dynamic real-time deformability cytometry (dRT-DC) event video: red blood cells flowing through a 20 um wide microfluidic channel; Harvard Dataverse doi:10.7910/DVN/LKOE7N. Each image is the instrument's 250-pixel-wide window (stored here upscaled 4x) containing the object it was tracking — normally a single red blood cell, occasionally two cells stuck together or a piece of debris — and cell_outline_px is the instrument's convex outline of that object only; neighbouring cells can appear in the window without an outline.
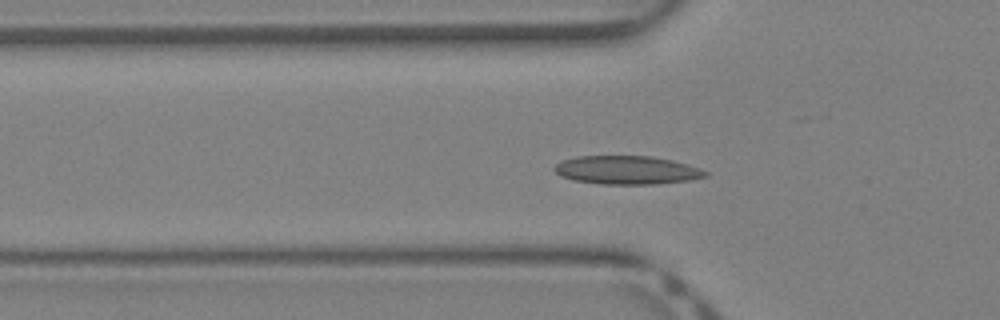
{"species": "Egyptian fruit bat (a non-hibernating species)", "species_latin": "Rousettus aegyptiacus", "temperature_condition": "warm", "stored_images_in_passage": 34, "camera_frame_rate_fps": 3000, "um_per_image_px": 0.085, "animal": {"sex": "female"}, "frame": {"image": 1, "passage_image": 12, "time_ms": 3.667, "image_size_px": [1000, 320], "cell_outline_px": [[708, 176], [688, 180], [656, 184], [600, 184], [572, 180], [560, 176], [552, 168], [556, 164], [564, 160], [576, 156], [652, 156], [672, 160], [700, 168], [708, 172]], "centroid_in_image_um": [53.26, 14.46], "position_along_channel_um": 72.5, "area_um2": 25.09}}
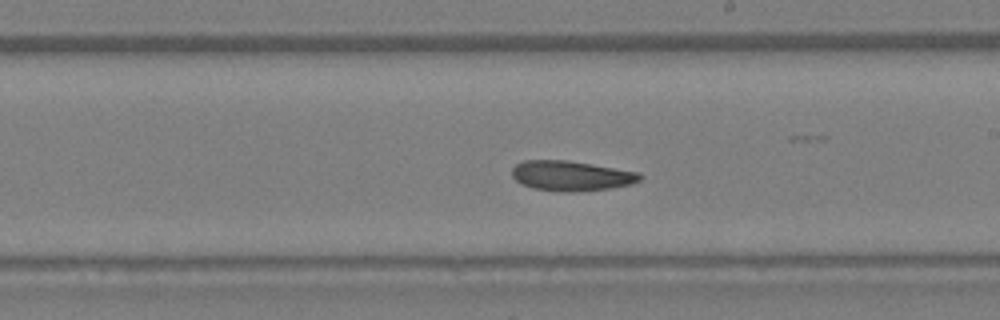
{"frame": {"image": 2, "passage_image": 22, "time_ms": 7.0, "image_size_px": [1000, 320], "cell_outline_px": [[644, 176], [640, 180], [632, 184], [612, 188], [572, 192], [560, 192], [532, 188], [520, 184], [512, 176], [512, 168], [516, 164], [524, 160], [568, 160], [640, 172]], "centroid_in_image_um": [48.56, 14.94], "position_along_channel_um": 240.4, "area_um2": 22.66}}
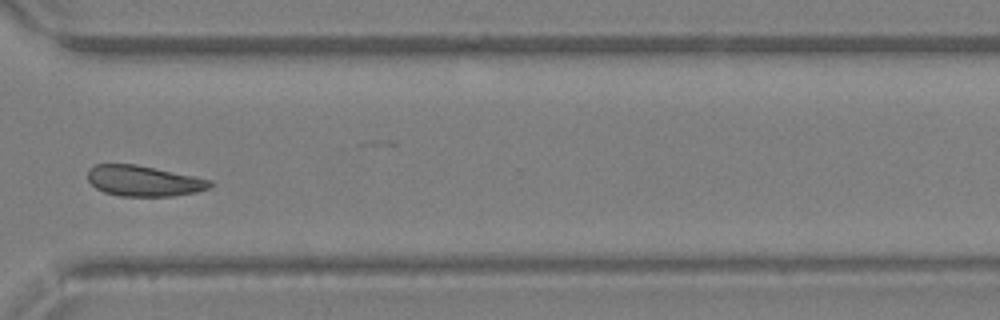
{"frame": {"image": 3, "passage_image": 29, "time_ms": 9.333, "image_size_px": [1000, 320], "cell_outline_px": [[212, 184], [208, 188], [196, 192], [172, 196], [120, 196], [104, 192], [96, 188], [88, 180], [88, 168], [96, 164], [136, 164], [212, 180]], "centroid_in_image_um": [12.18, 15.37], "position_along_channel_um": 358.4, "area_um2": 21.73}}